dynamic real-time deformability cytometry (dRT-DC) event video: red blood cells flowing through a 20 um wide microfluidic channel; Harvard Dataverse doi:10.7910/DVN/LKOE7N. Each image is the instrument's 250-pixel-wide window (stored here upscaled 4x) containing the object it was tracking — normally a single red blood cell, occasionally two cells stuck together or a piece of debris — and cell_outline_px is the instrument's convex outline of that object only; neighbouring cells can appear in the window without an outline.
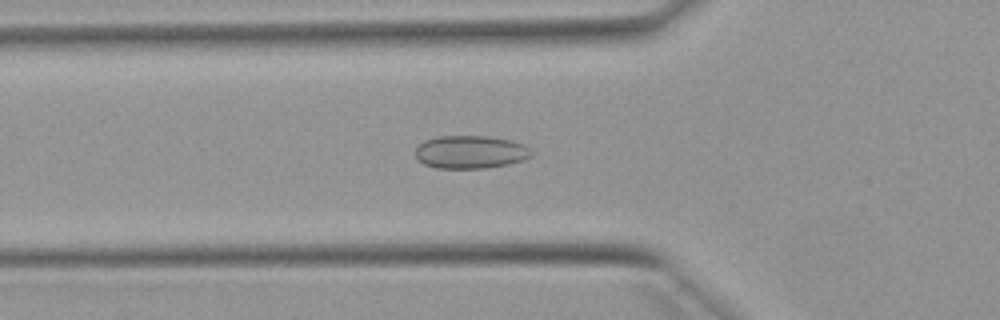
{"species": "Egyptian fruit bat (a non-hibernating species)", "species_latin": "Rousettus aegyptiacus", "temperature_condition": "warm", "stored_images_in_passage": 52, "camera_frame_rate_fps": 3000, "um_per_image_px": 0.085, "animal": {"sex": "female"}, "frame": {"image": 1, "passage_image": 18, "time_ms": 5.667, "image_size_px": [1000, 320], "cell_outline_px": [[532, 156], [524, 160], [508, 164], [484, 168], [436, 168], [424, 164], [416, 156], [416, 148], [424, 140], [440, 136], [488, 136], [512, 140], [524, 144], [532, 152]], "centroid_in_image_um": [40.01, 12.92], "position_along_channel_um": 85.8, "area_um2": 22.31}}
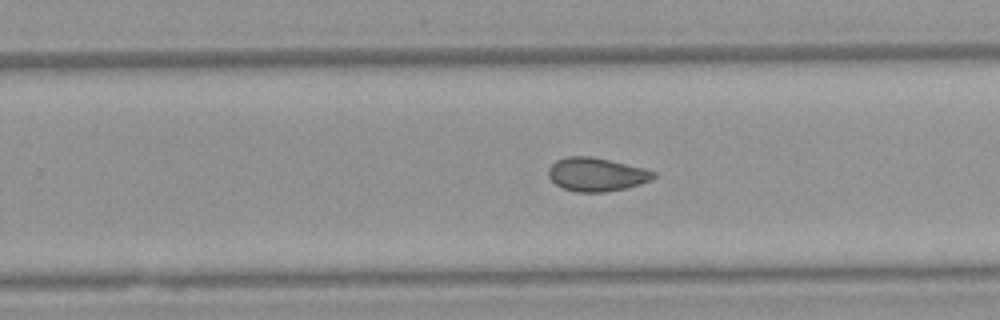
{"frame": {"image": 2, "passage_image": 33, "time_ms": 10.667, "image_size_px": [1000, 320], "cell_outline_px": [[656, 176], [652, 180], [640, 184], [624, 188], [604, 192], [576, 192], [564, 188], [556, 184], [548, 176], [548, 168], [556, 160], [568, 156], [592, 156], [644, 168], [656, 172]], "centroid_in_image_um": [50.7, 14.82], "position_along_channel_um": 279.1, "area_um2": 20.52}}
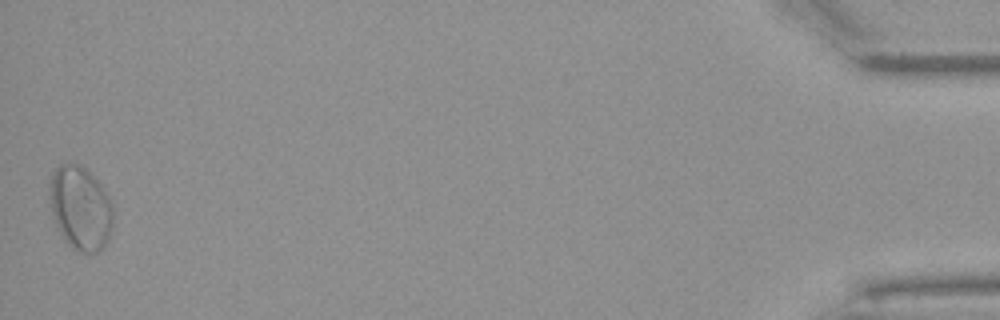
{"frame": {"image": 3, "passage_image": 52, "time_ms": 17.0, "image_size_px": [1000, 320], "cell_outline_px": [[112, 228], [108, 240], [104, 248], [100, 252], [80, 252], [72, 248], [64, 240], [56, 228], [52, 216], [48, 192], [52, 172], [60, 164], [80, 164], [96, 176], [104, 188], [112, 204]], "centroid_in_image_um": [6.83, 17.68], "position_along_channel_um": 428.4, "area_um2": 31.67}, "authors_computed_cell_mechanics": {"area_um2": 22.2241, "velocity_mm_per_s": 3.8749, "shape_relaxation_time_tau1_ms": null, "shape_relaxation_time_tau2_ms": 1.481, "deformation_change_tau1": null, "deformation_change_tau2": 0.0611}}